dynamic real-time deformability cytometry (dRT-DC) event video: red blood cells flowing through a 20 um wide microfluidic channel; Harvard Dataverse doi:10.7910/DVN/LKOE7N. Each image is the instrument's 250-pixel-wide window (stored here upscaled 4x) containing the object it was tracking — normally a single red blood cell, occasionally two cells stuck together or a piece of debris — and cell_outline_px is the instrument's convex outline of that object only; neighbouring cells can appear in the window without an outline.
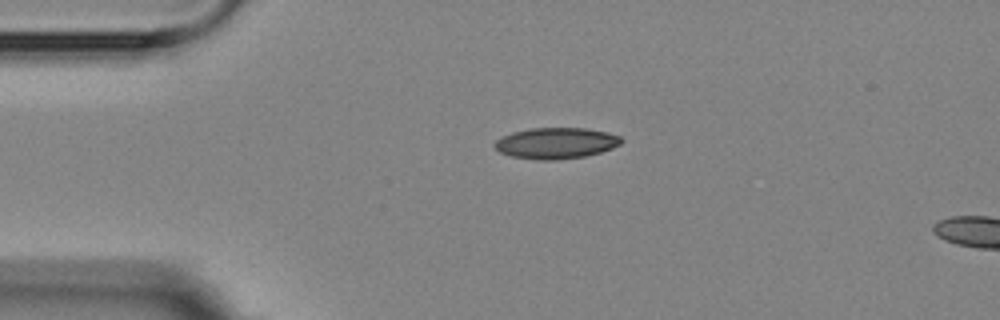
{"species": "Egyptian fruit bat (a non-hibernating species)", "species_latin": "Rousettus aegyptiacus", "temperature_condition": "room temperature", "stored_images_in_passage": 2, "camera_frame_rate_fps": 3000, "um_per_image_px": 0.085, "animal": {"sex": "female"}, "frame": {"image": 1, "passage_image": 1, "time_ms": 0.0, "image_size_px": [1000, 320], "cell_outline_px": [[624, 140], [620, 144], [612, 148], [600, 152], [584, 156], [556, 160], [536, 160], [512, 156], [500, 152], [496, 148], [496, 140], [512, 132], [532, 128], [584, 128], [608, 132], [620, 136]], "centroid_in_image_um": [47.29, 12.16], "position_along_channel_um": 37.7, "area_um2": 22.77}}